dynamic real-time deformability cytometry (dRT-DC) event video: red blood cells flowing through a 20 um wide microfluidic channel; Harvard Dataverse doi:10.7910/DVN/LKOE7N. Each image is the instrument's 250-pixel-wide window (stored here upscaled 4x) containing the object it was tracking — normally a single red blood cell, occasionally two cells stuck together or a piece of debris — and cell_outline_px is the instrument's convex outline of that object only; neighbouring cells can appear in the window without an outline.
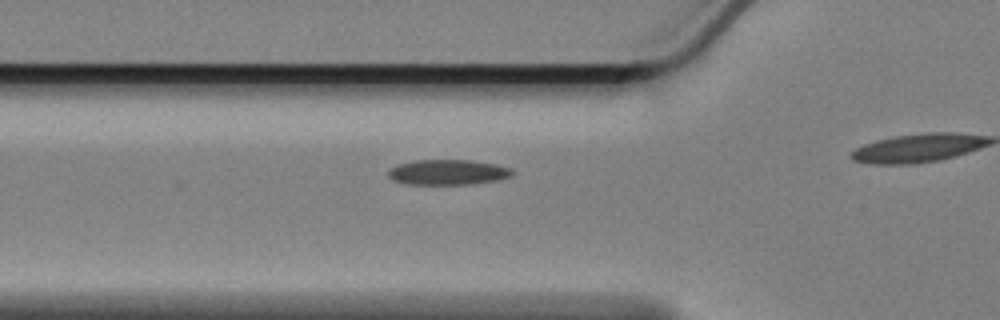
{"species": "Egyptian fruit bat (a non-hibernating species)", "species_latin": "Rousettus aegyptiacus", "temperature_condition": "cold", "stored_images_in_passage": 20, "camera_frame_rate_fps": 3000, "um_per_image_px": 0.085, "animal": {"sex": "female"}, "frame": {"image": 1, "passage_image": 15, "time_ms": 4.667, "image_size_px": [1000, 320], "cell_outline_px": [[516, 172], [512, 176], [500, 180], [472, 184], [404, 184], [392, 180], [388, 176], [388, 168], [396, 164], [416, 160], [472, 160], [496, 164], [512, 168]], "centroid_in_image_um": [38.09, 14.64], "position_along_channel_um": 87.7, "area_um2": 18.67}}